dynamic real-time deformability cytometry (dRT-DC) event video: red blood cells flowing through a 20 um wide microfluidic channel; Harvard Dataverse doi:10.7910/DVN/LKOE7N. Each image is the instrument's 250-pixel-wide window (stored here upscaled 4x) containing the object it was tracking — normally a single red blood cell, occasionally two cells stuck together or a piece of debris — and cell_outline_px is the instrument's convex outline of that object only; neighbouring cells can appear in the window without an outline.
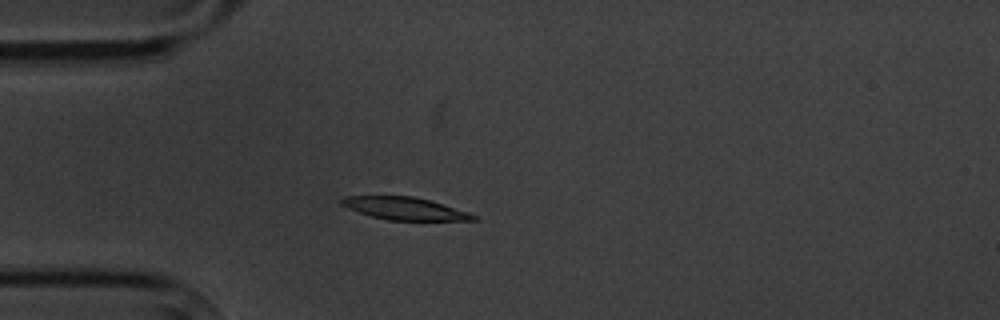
{"species": "common noctule bat (a hibernating species)", "species_latin": "Nyctalus noctula", "temperature_condition": "cold", "stored_images_in_passage": 4, "camera_frame_rate_fps": 3000, "um_per_image_px": 0.085, "animal": {"sex": "male", "body_mass_g": 20.1, "forearm_length_mm": 53.5}, "frame": {"image": 1, "passage_image": 4, "time_ms": 3.333, "image_size_px": [1000, 320], "cell_outline_px": [[480, 220], [388, 220], [372, 216], [348, 208], [340, 204], [340, 200], [344, 196], [412, 196], [432, 200], [468, 212], [476, 216]], "centroid_in_image_um": [34.41, 17.71], "position_along_channel_um": 50.6, "area_um2": 17.22}}